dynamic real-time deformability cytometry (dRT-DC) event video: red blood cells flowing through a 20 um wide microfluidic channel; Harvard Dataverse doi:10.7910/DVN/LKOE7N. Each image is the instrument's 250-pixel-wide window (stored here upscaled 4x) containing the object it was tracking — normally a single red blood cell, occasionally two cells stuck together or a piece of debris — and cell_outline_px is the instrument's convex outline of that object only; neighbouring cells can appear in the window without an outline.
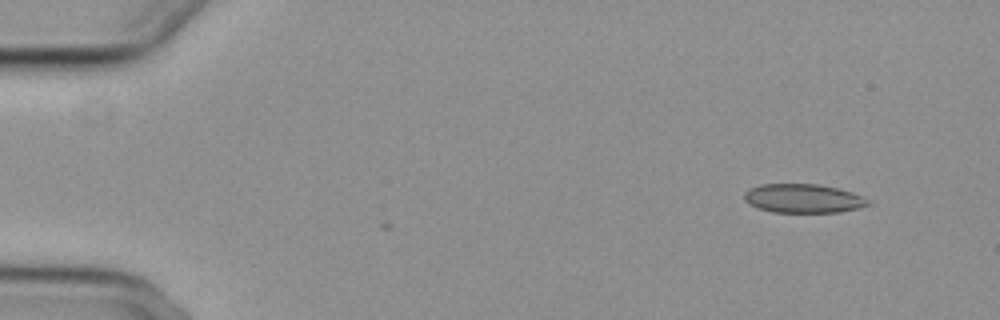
{"species": "common noctule bat (a hibernating species)", "species_latin": "Nyctalus noctula", "temperature_condition": "cold", "stored_images_in_passage": 4, "camera_frame_rate_fps": 3000, "um_per_image_px": 0.085, "animal": {"sex": "female", "body_mass_g": 29.2, "forearm_length_mm": 56.3}, "frame": {"image": 1, "passage_image": 1, "time_ms": 0.0, "image_size_px": [1000, 320], "cell_outline_px": [[872, 204], [860, 208], [840, 212], [772, 212], [756, 208], [748, 204], [744, 200], [744, 192], [748, 188], [760, 184], [820, 184], [852, 192], [864, 196]], "centroid_in_image_um": [68.26, 16.87], "position_along_channel_um": 16.7, "area_um2": 21.15}}